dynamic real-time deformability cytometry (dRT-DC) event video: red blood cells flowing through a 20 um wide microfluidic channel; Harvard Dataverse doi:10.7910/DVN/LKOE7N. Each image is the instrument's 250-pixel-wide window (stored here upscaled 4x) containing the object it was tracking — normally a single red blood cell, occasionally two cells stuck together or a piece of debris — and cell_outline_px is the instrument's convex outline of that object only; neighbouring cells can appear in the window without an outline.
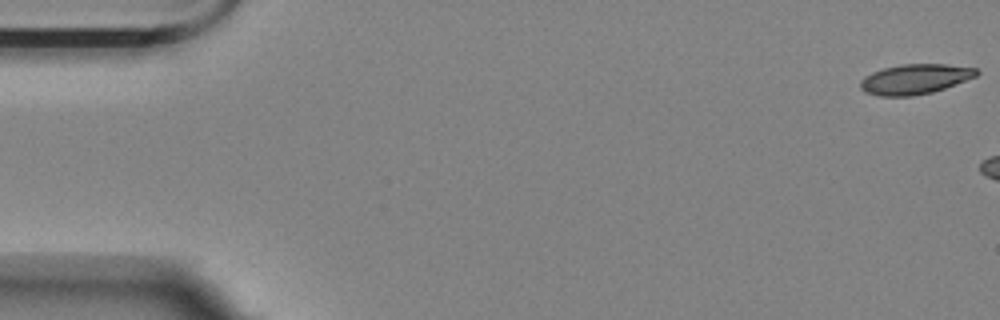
{"species": "Egyptian fruit bat (a non-hibernating species)", "species_latin": "Rousettus aegyptiacus", "temperature_condition": "room temperature", "stored_images_in_passage": 7, "camera_frame_rate_fps": 3000, "um_per_image_px": 0.085, "animal": {"sex": "female"}, "frame": {"image": 1, "passage_image": 1, "time_ms": 0.0, "image_size_px": [1000, 320], "cell_outline_px": [[980, 72], [976, 76], [944, 88], [932, 92], [912, 96], [880, 96], [864, 92], [860, 88], [860, 80], [864, 76], [872, 72], [884, 68], [904, 64], [944, 64], [976, 68]], "centroid_in_image_um": [77.74, 6.73], "position_along_channel_um": 7.3, "area_um2": 20.23}}